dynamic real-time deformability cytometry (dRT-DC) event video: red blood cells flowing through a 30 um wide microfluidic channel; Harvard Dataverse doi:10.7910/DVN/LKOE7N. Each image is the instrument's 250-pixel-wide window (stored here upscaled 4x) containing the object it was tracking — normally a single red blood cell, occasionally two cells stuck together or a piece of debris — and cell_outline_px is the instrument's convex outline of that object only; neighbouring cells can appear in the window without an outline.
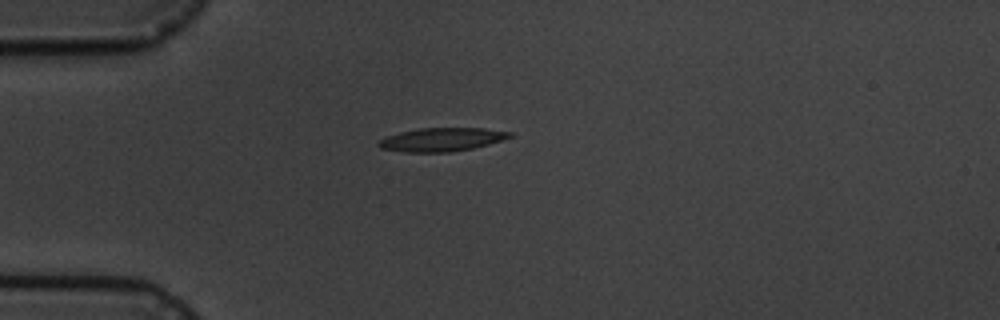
{"species": "common noctule bat (a hibernating species)", "species_latin": "Nyctalus noctula", "temperature_condition": "cold", "stored_images_in_passage": 3, "camera_frame_rate_fps": 3000, "um_per_image_px": 0.085, "animal": {"sex": "male", "body_mass_g": 19.5, "forearm_length_mm": 54.6}, "frame": {"image": 1, "passage_image": 1, "time_ms": 0.0, "image_size_px": [1000, 320], "cell_outline_px": [[512, 136], [488, 144], [472, 148], [452, 152], [404, 152], [380, 148], [376, 144], [380, 140], [388, 136], [400, 132], [420, 128], [484, 128], [512, 132]], "centroid_in_image_um": [37.52, 11.86], "position_along_channel_um": 47.5, "area_um2": 17.8}}
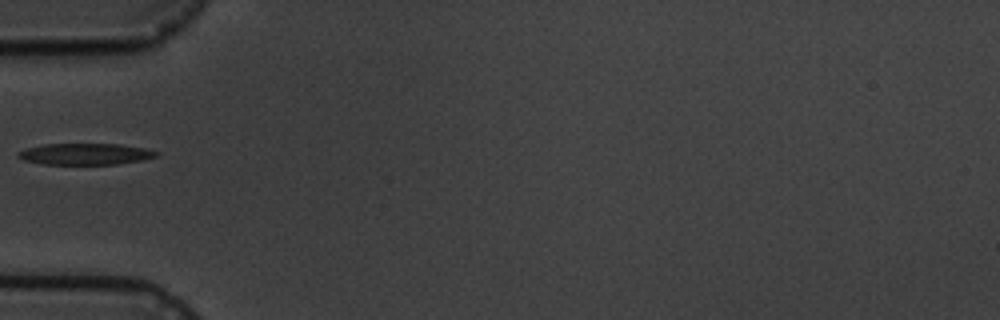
{"frame": {"image": 2, "passage_image": 2, "time_ms": 1.333, "image_size_px": [1000, 320], "cell_outline_px": [[160, 156], [144, 160], [116, 164], [40, 164], [24, 160], [16, 156], [16, 152], [28, 148], [44, 144], [120, 144], [144, 148], [160, 152]], "centroid_in_image_um": [7.28, 13.09], "position_along_channel_um": 77.7, "area_um2": 17.34}}
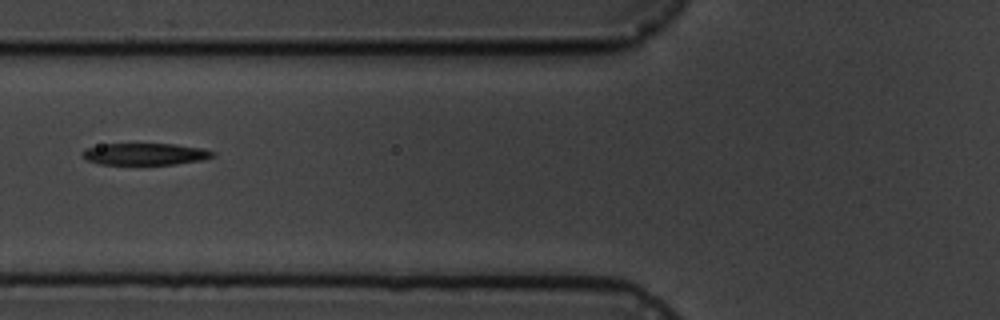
{"frame": {"image": 3, "passage_image": 3, "time_ms": 2.333, "image_size_px": [1000, 320], "cell_outline_px": [[216, 152], [212, 156], [204, 160], [176, 164], [100, 164], [88, 160], [80, 152], [84, 148], [104, 144], [176, 144], [204, 148]], "centroid_in_image_um": [12.36, 13.09], "position_along_channel_um": 113.4, "area_um2": 16.59}}